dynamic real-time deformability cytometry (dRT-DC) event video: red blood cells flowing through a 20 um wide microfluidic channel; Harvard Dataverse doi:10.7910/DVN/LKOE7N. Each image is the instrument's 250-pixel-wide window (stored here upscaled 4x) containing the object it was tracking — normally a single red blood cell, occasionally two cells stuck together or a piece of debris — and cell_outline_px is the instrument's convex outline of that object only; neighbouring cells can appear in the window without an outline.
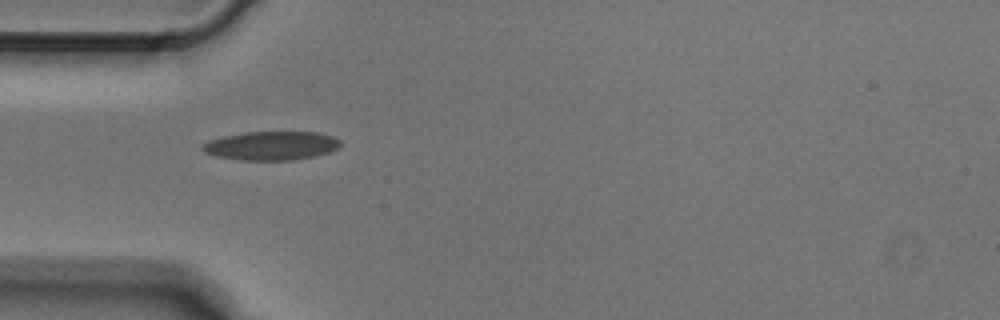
{"species": "Egyptian fruit bat (a non-hibernating species)", "species_latin": "Rousettus aegyptiacus", "temperature_condition": "cold", "stored_images_in_passage": 5, "camera_frame_rate_fps": 3000, "um_per_image_px": 0.085, "animal": {"sex": "male"}, "frame": {"image": 1, "passage_image": 1, "time_ms": 0.0, "image_size_px": [1000, 320], "cell_outline_px": [[340, 144], [336, 148], [328, 152], [316, 156], [292, 160], [240, 160], [216, 156], [204, 152], [200, 148], [208, 140], [224, 136], [244, 132], [316, 132], [332, 136], [340, 140]], "centroid_in_image_um": [23.03, 12.38], "position_along_channel_um": 62.0, "area_um2": 23.06}}
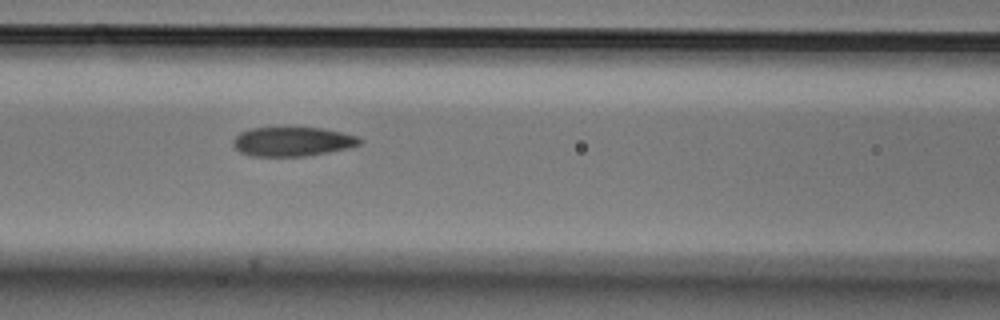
{"frame": {"image": 2, "passage_image": 3, "time_ms": 0.667, "image_size_px": [1000, 320], "cell_outline_px": [[364, 140], [360, 144], [352, 148], [304, 156], [252, 156], [240, 152], [232, 144], [232, 140], [240, 132], [252, 128], [320, 128], [360, 136]], "centroid_in_image_um": [24.9, 12.04], "position_along_channel_um": 141.7, "area_um2": 21.62}}
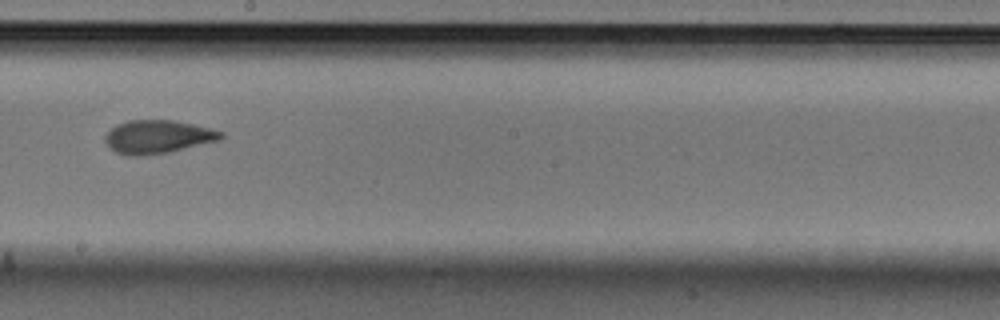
{"frame": {"image": 3, "passage_image": 5, "time_ms": 1.333, "image_size_px": [1000, 320], "cell_outline_px": [[224, 136], [220, 140], [168, 152], [144, 156], [128, 156], [116, 152], [104, 140], [104, 136], [116, 124], [128, 120], [172, 120], [212, 128], [224, 132]], "centroid_in_image_um": [13.42, 11.62], "position_along_channel_um": 234.8, "area_um2": 22.48}}